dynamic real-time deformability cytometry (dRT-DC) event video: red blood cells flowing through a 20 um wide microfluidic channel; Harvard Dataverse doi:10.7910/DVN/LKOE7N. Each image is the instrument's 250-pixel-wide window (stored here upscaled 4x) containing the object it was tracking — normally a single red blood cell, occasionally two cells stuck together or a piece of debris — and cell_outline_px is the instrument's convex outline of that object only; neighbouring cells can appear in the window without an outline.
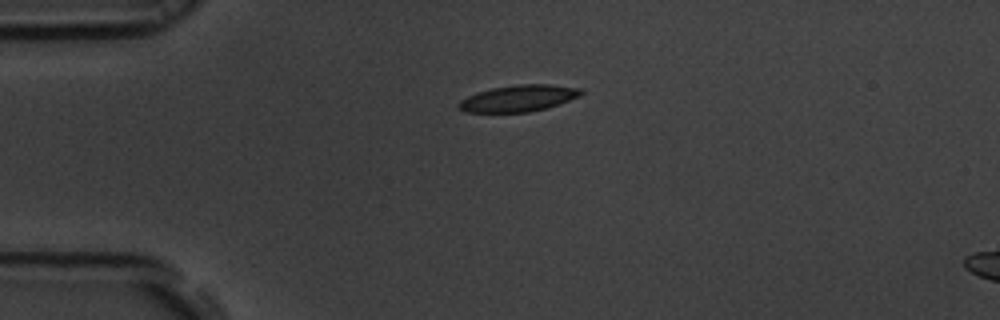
{"species": "common noctule bat (a hibernating species)", "species_latin": "Nyctalus noctula", "temperature_condition": "room temperature", "stored_images_in_passage": 43, "camera_frame_rate_fps": 3000, "um_per_image_px": 0.085, "animal": {"sex": "male", "body_mass_g": 19.5, "forearm_length_mm": 54.6}, "frame": {"image": 1, "passage_image": 1, "time_ms": 0.0, "image_size_px": [1000, 320], "cell_outline_px": [[584, 92], [580, 96], [548, 108], [528, 112], [464, 112], [456, 108], [456, 104], [460, 100], [476, 92], [492, 88], [516, 84], [548, 84], [580, 88]], "centroid_in_image_um": [44.04, 8.36], "position_along_channel_um": 41.0, "area_um2": 19.07}}
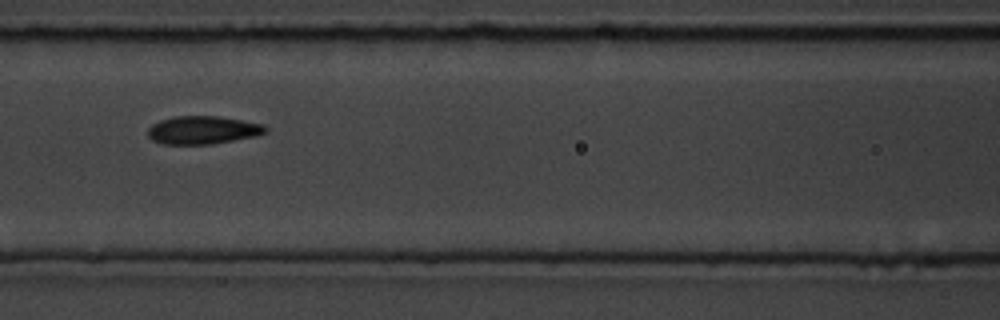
{"frame": {"image": 2, "passage_image": 12, "time_ms": 3.667, "image_size_px": [1000, 320], "cell_outline_px": [[268, 132], [256, 136], [212, 144], [160, 144], [152, 140], [148, 136], [148, 128], [152, 124], [160, 120], [176, 116], [216, 116], [264, 124], [268, 128]], "centroid_in_image_um": [17.24, 11.06], "position_along_channel_um": 149.4, "area_um2": 19.31}}
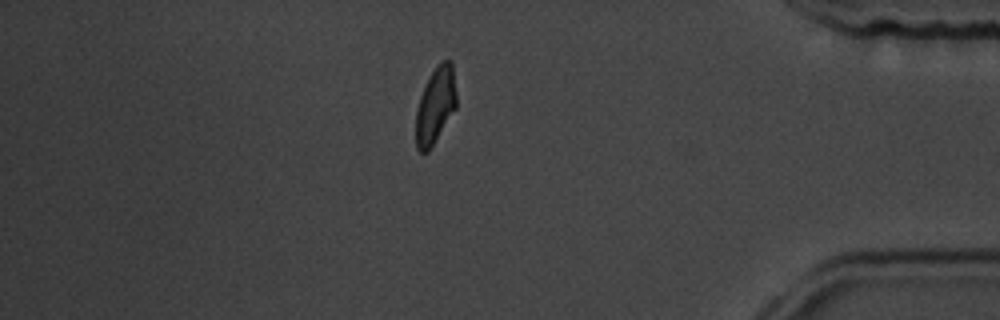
{"frame": {"image": 3, "passage_image": 35, "time_ms": 11.333, "image_size_px": [1000, 320], "cell_outline_px": [[456, 108], [428, 152], [420, 152], [416, 148], [416, 108], [420, 96], [436, 64], [440, 60], [452, 60], [456, 92]], "centroid_in_image_um": [37.01, 8.94], "position_along_channel_um": 398.2, "area_um2": 18.03}, "authors_computed_cell_mechanics": {"area_um2": 19.074, "velocity_mm_per_s": 3.7037, "shape_relaxation_time_tau1_ms": 5.7522, "shape_relaxation_time_tau2_ms": 1.9781, "deformation_change_tau1": 0.1383, "deformation_change_tau2": 0.0803}}